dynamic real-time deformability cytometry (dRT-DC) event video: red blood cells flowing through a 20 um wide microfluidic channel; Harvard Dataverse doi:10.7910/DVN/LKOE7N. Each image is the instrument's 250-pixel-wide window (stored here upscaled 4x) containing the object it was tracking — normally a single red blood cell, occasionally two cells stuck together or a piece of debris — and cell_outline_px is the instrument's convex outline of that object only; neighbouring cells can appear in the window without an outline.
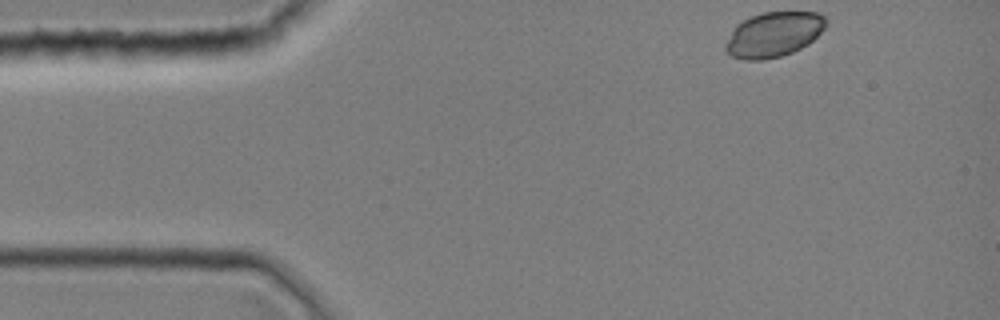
{"species": "common noctule bat (a hibernating species)", "species_latin": "Nyctalus noctula", "temperature_condition": "room temperature", "stored_images_in_passage": 33, "camera_frame_rate_fps": 3000, "um_per_image_px": 0.085, "animal": {"sex": "female", "body_mass_g": 19.0, "forearm_length_mm": 51.5}, "frame": {"image": 1, "passage_image": 1, "time_ms": 0.0, "image_size_px": [1000, 320], "cell_outline_px": [[828, 24], [808, 44], [792, 52], [780, 56], [764, 60], [744, 60], [732, 56], [724, 48], [724, 44], [732, 28], [736, 24], [752, 16], [764, 12], [816, 12], [824, 16], [828, 20]], "centroid_in_image_um": [65.74, 2.93], "position_along_channel_um": 19.3, "area_um2": 26.36}}
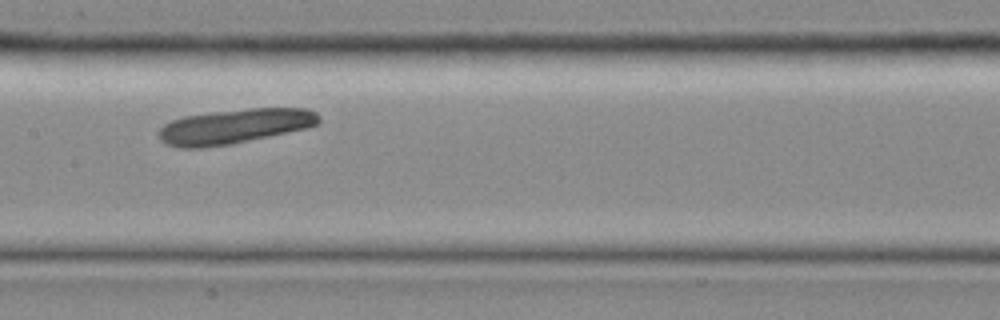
{"frame": {"image": 2, "passage_image": 16, "time_ms": 5.0, "image_size_px": [1000, 320], "cell_outline_px": [[320, 124], [308, 128], [232, 144], [204, 148], [176, 148], [164, 144], [156, 136], [156, 132], [164, 124], [172, 120], [184, 116], [212, 112], [248, 108], [308, 108], [316, 112], [320, 116]], "centroid_in_image_um": [19.91, 10.75], "position_along_channel_um": 187.5, "area_um2": 33.0}}
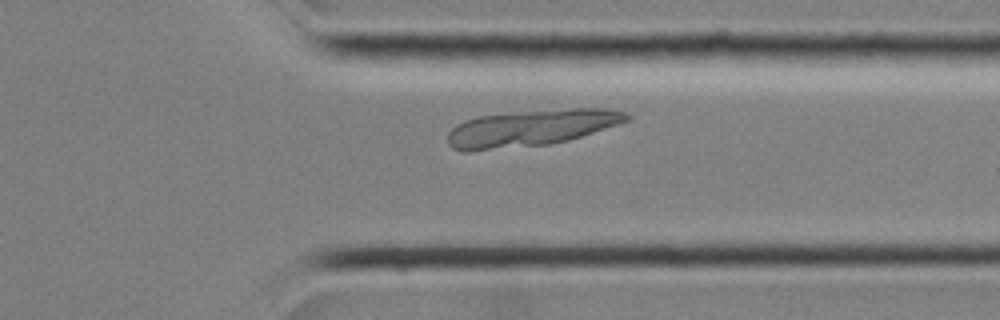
{"frame": {"image": 3, "passage_image": 27, "time_ms": 8.667, "image_size_px": [1000, 320], "cell_outline_px": [[632, 116], [628, 120], [568, 140], [548, 144], [472, 152], [460, 152], [452, 148], [448, 144], [448, 132], [456, 124], [464, 120], [480, 116], [572, 108], [608, 108], [628, 112]], "centroid_in_image_um": [45.08, 10.89], "position_along_channel_um": 366.3, "area_um2": 37.8}}